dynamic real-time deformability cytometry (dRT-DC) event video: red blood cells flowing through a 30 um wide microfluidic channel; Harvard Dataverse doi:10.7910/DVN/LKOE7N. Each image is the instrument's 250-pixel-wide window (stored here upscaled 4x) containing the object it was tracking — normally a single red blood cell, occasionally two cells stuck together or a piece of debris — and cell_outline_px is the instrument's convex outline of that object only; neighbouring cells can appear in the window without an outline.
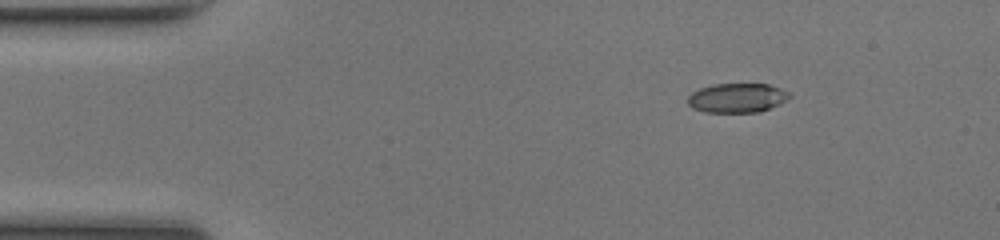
{"species": "common noctule bat (a hibernating species)", "species_latin": "Nyctalus noctula", "temperature_condition": "room temperature", "stored_images_in_passage": 44, "camera_frame_rate_fps": 3000, "um_per_image_px": 0.085, "animal": {"sex": "female", "body_mass_g": 17.0, "forearm_length_mm": 48.0}, "frame": {"image": 1, "passage_image": 1, "time_ms": 0.0, "image_size_px": [1000, 240], "cell_outline_px": [[792, 96], [780, 104], [760, 112], [704, 112], [692, 108], [688, 104], [688, 96], [692, 92], [700, 88], [712, 84], [768, 84], [792, 92]], "centroid_in_image_um": [62.68, 8.32], "position_along_channel_um": 22.3, "area_um2": 17.57}}
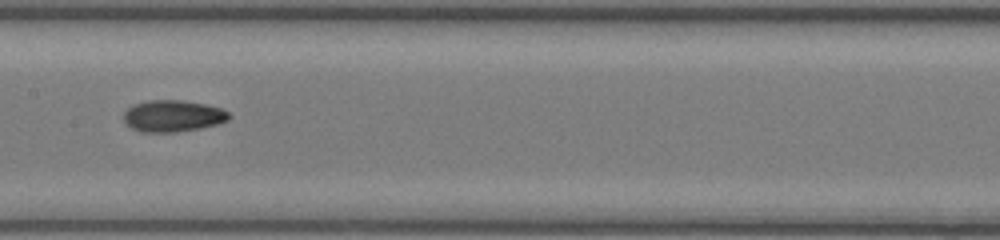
{"frame": {"image": 2, "passage_image": 19, "time_ms": 6.0, "image_size_px": [1000, 240], "cell_outline_px": [[232, 116], [228, 120], [216, 124], [200, 128], [176, 132], [140, 132], [132, 128], [124, 120], [124, 112], [132, 104], [148, 100], [180, 100], [204, 104], [220, 108], [228, 112]], "centroid_in_image_um": [14.68, 9.85], "position_along_channel_um": 192.7, "area_um2": 19.36}}
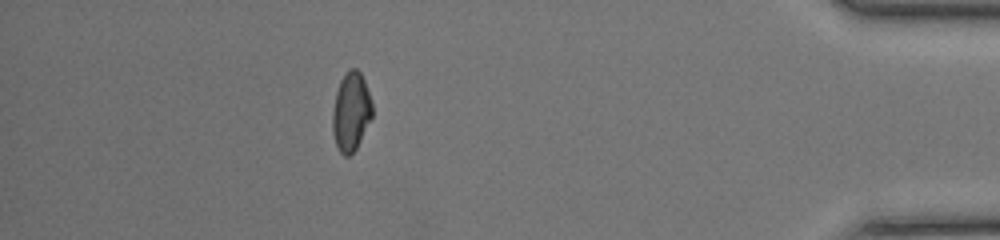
{"frame": {"image": 3, "passage_image": 38, "time_ms": 12.333, "image_size_px": [1000, 240], "cell_outline_px": [[372, 116], [356, 148], [348, 156], [344, 156], [340, 152], [336, 144], [332, 132], [332, 112], [336, 92], [340, 80], [348, 68], [356, 68], [360, 72], [364, 80], [372, 100]], "centroid_in_image_um": [29.82, 9.46], "position_along_channel_um": 405.4, "area_um2": 18.21}, "authors_computed_cell_mechanics": {"area_um2": 18.3226, "velocity_mm_per_s": 4.2076, "shape_relaxation_time_tau1_ms": 5.0701, "shape_relaxation_time_tau2_ms": 2.8757, "deformation_change_tau1": 0.1379, "deformation_change_tau2": 0.0878}}